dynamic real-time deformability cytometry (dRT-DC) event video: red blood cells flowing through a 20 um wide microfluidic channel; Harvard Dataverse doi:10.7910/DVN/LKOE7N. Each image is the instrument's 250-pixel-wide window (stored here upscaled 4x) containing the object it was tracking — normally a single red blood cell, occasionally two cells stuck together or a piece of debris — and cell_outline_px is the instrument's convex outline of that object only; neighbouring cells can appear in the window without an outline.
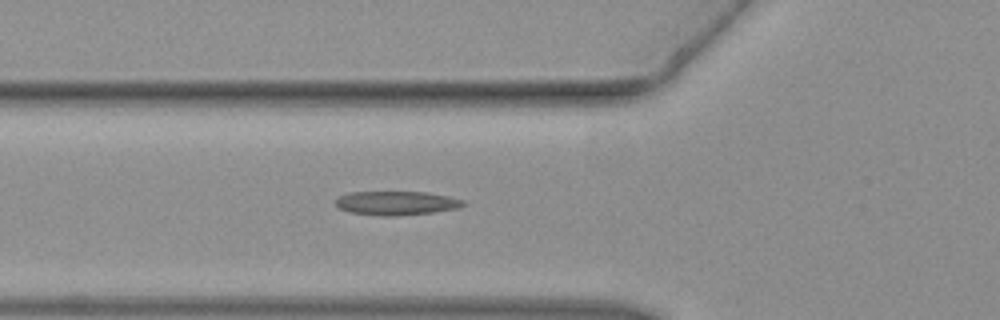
{"species": "common noctule bat (a hibernating species)", "species_latin": "Nyctalus noctula", "temperature_condition": "warm", "stored_images_in_passage": 32, "camera_frame_rate_fps": 3000, "um_per_image_px": 0.085, "animal": {"sex": "female", "body_mass_g": 19.3, "forearm_length_mm": 54.1}, "frame": {"image": 1, "passage_image": 2, "time_ms": 0.333, "image_size_px": [1000, 320], "cell_outline_px": [[468, 204], [460, 208], [432, 212], [396, 216], [380, 216], [348, 212], [340, 208], [336, 204], [336, 200], [340, 196], [352, 192], [428, 192], [448, 196], [464, 200]], "centroid_in_image_um": [33.75, 17.27], "position_along_channel_um": 92.1, "area_um2": 17.86}}
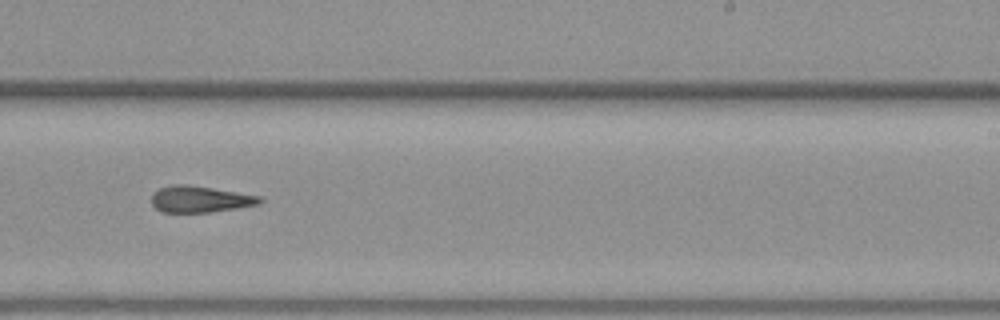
{"frame": {"image": 2, "passage_image": 14, "time_ms": 4.333, "image_size_px": [1000, 320], "cell_outline_px": [[264, 200], [260, 204], [236, 208], [208, 212], [160, 212], [152, 204], [152, 196], [160, 188], [172, 184], [188, 184], [260, 196]], "centroid_in_image_um": [17.01, 16.93], "position_along_channel_um": 272.0, "area_um2": 16.53}}
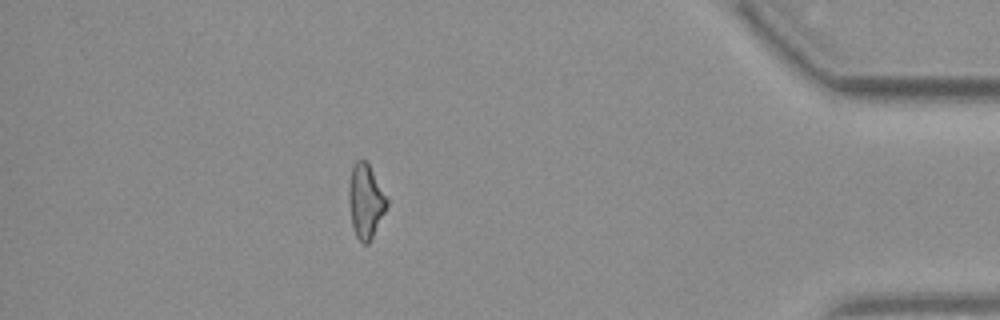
{"frame": {"image": 3, "passage_image": 26, "time_ms": 8.333, "image_size_px": [1000, 320], "cell_outline_px": [[388, 204], [368, 244], [364, 244], [356, 236], [352, 224], [348, 200], [348, 188], [352, 168], [356, 160], [364, 160], [368, 164], [388, 200]], "centroid_in_image_um": [31.05, 17.09], "position_along_channel_um": 404.1, "area_um2": 15.95}}